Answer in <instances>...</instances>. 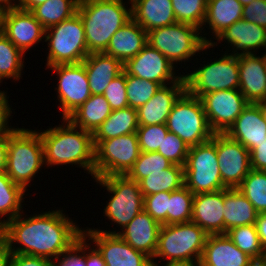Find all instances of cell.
<instances>
[{"label": "cell", "instance_id": "obj_19", "mask_svg": "<svg viewBox=\"0 0 266 266\" xmlns=\"http://www.w3.org/2000/svg\"><path fill=\"white\" fill-rule=\"evenodd\" d=\"M160 227L161 225L143 209L123 229H120L122 232L96 230L107 234H118L126 243L152 260L158 245Z\"/></svg>", "mask_w": 266, "mask_h": 266}, {"label": "cell", "instance_id": "obj_32", "mask_svg": "<svg viewBox=\"0 0 266 266\" xmlns=\"http://www.w3.org/2000/svg\"><path fill=\"white\" fill-rule=\"evenodd\" d=\"M111 112L110 105L104 95H91L67 119L76 127L94 133Z\"/></svg>", "mask_w": 266, "mask_h": 266}, {"label": "cell", "instance_id": "obj_49", "mask_svg": "<svg viewBox=\"0 0 266 266\" xmlns=\"http://www.w3.org/2000/svg\"><path fill=\"white\" fill-rule=\"evenodd\" d=\"M8 99L7 92L0 90V138L8 136L15 129L8 126V118L12 113Z\"/></svg>", "mask_w": 266, "mask_h": 266}, {"label": "cell", "instance_id": "obj_39", "mask_svg": "<svg viewBox=\"0 0 266 266\" xmlns=\"http://www.w3.org/2000/svg\"><path fill=\"white\" fill-rule=\"evenodd\" d=\"M194 194L184 185L168 200L167 225L191 222Z\"/></svg>", "mask_w": 266, "mask_h": 266}, {"label": "cell", "instance_id": "obj_9", "mask_svg": "<svg viewBox=\"0 0 266 266\" xmlns=\"http://www.w3.org/2000/svg\"><path fill=\"white\" fill-rule=\"evenodd\" d=\"M184 178L185 186L194 195L227 188L222 183L216 145L211 139L189 147Z\"/></svg>", "mask_w": 266, "mask_h": 266}, {"label": "cell", "instance_id": "obj_13", "mask_svg": "<svg viewBox=\"0 0 266 266\" xmlns=\"http://www.w3.org/2000/svg\"><path fill=\"white\" fill-rule=\"evenodd\" d=\"M59 77L57 99L60 102L62 118H67L92 95L83 62L48 67Z\"/></svg>", "mask_w": 266, "mask_h": 266}, {"label": "cell", "instance_id": "obj_24", "mask_svg": "<svg viewBox=\"0 0 266 266\" xmlns=\"http://www.w3.org/2000/svg\"><path fill=\"white\" fill-rule=\"evenodd\" d=\"M250 152L266 140V123L260 107L248 103L231 127L225 132Z\"/></svg>", "mask_w": 266, "mask_h": 266}, {"label": "cell", "instance_id": "obj_35", "mask_svg": "<svg viewBox=\"0 0 266 266\" xmlns=\"http://www.w3.org/2000/svg\"><path fill=\"white\" fill-rule=\"evenodd\" d=\"M25 192L5 172L0 173V217L7 216L6 220H0L2 224L23 213L21 209Z\"/></svg>", "mask_w": 266, "mask_h": 266}, {"label": "cell", "instance_id": "obj_44", "mask_svg": "<svg viewBox=\"0 0 266 266\" xmlns=\"http://www.w3.org/2000/svg\"><path fill=\"white\" fill-rule=\"evenodd\" d=\"M159 154L168 159L173 165L183 166L186 163L189 147L175 133L168 132L163 139Z\"/></svg>", "mask_w": 266, "mask_h": 266}, {"label": "cell", "instance_id": "obj_42", "mask_svg": "<svg viewBox=\"0 0 266 266\" xmlns=\"http://www.w3.org/2000/svg\"><path fill=\"white\" fill-rule=\"evenodd\" d=\"M172 165L158 152H140L138 159L126 175L138 183L141 179L149 176V173L163 172L164 169Z\"/></svg>", "mask_w": 266, "mask_h": 266}, {"label": "cell", "instance_id": "obj_14", "mask_svg": "<svg viewBox=\"0 0 266 266\" xmlns=\"http://www.w3.org/2000/svg\"><path fill=\"white\" fill-rule=\"evenodd\" d=\"M211 140L216 145L222 183L237 188L252 170L250 151L226 133H214Z\"/></svg>", "mask_w": 266, "mask_h": 266}, {"label": "cell", "instance_id": "obj_23", "mask_svg": "<svg viewBox=\"0 0 266 266\" xmlns=\"http://www.w3.org/2000/svg\"><path fill=\"white\" fill-rule=\"evenodd\" d=\"M224 189L196 194L193 197L191 222L199 225L208 235L224 234Z\"/></svg>", "mask_w": 266, "mask_h": 266}, {"label": "cell", "instance_id": "obj_52", "mask_svg": "<svg viewBox=\"0 0 266 266\" xmlns=\"http://www.w3.org/2000/svg\"><path fill=\"white\" fill-rule=\"evenodd\" d=\"M90 244L91 243L88 244L86 242V237H85V264L86 266H106L101 253L98 251V249L95 246L93 248H90L89 246Z\"/></svg>", "mask_w": 266, "mask_h": 266}, {"label": "cell", "instance_id": "obj_30", "mask_svg": "<svg viewBox=\"0 0 266 266\" xmlns=\"http://www.w3.org/2000/svg\"><path fill=\"white\" fill-rule=\"evenodd\" d=\"M243 5L238 0H208L204 25H209L214 39L242 19Z\"/></svg>", "mask_w": 266, "mask_h": 266}, {"label": "cell", "instance_id": "obj_58", "mask_svg": "<svg viewBox=\"0 0 266 266\" xmlns=\"http://www.w3.org/2000/svg\"><path fill=\"white\" fill-rule=\"evenodd\" d=\"M152 266H160L156 262H152ZM164 266H199V264L196 263H166Z\"/></svg>", "mask_w": 266, "mask_h": 266}, {"label": "cell", "instance_id": "obj_11", "mask_svg": "<svg viewBox=\"0 0 266 266\" xmlns=\"http://www.w3.org/2000/svg\"><path fill=\"white\" fill-rule=\"evenodd\" d=\"M186 91L198 98L209 92L239 89L238 56L228 53L207 62L193 72L183 75Z\"/></svg>", "mask_w": 266, "mask_h": 266}, {"label": "cell", "instance_id": "obj_5", "mask_svg": "<svg viewBox=\"0 0 266 266\" xmlns=\"http://www.w3.org/2000/svg\"><path fill=\"white\" fill-rule=\"evenodd\" d=\"M208 234L193 222L161 225L153 259L199 264Z\"/></svg>", "mask_w": 266, "mask_h": 266}, {"label": "cell", "instance_id": "obj_15", "mask_svg": "<svg viewBox=\"0 0 266 266\" xmlns=\"http://www.w3.org/2000/svg\"><path fill=\"white\" fill-rule=\"evenodd\" d=\"M200 99L215 133H225L248 104L239 89L209 92Z\"/></svg>", "mask_w": 266, "mask_h": 266}, {"label": "cell", "instance_id": "obj_10", "mask_svg": "<svg viewBox=\"0 0 266 266\" xmlns=\"http://www.w3.org/2000/svg\"><path fill=\"white\" fill-rule=\"evenodd\" d=\"M105 187L111 198L104 208V216L122 229L144 209V196L139 184L127 175L94 178Z\"/></svg>", "mask_w": 266, "mask_h": 266}, {"label": "cell", "instance_id": "obj_62", "mask_svg": "<svg viewBox=\"0 0 266 266\" xmlns=\"http://www.w3.org/2000/svg\"><path fill=\"white\" fill-rule=\"evenodd\" d=\"M238 1L244 6V5L250 4L254 0H238Z\"/></svg>", "mask_w": 266, "mask_h": 266}, {"label": "cell", "instance_id": "obj_36", "mask_svg": "<svg viewBox=\"0 0 266 266\" xmlns=\"http://www.w3.org/2000/svg\"><path fill=\"white\" fill-rule=\"evenodd\" d=\"M24 53L0 32V83L2 79L20 80Z\"/></svg>", "mask_w": 266, "mask_h": 266}, {"label": "cell", "instance_id": "obj_16", "mask_svg": "<svg viewBox=\"0 0 266 266\" xmlns=\"http://www.w3.org/2000/svg\"><path fill=\"white\" fill-rule=\"evenodd\" d=\"M83 235L92 240L106 266H152L151 259L126 243L118 234H107L96 229H84Z\"/></svg>", "mask_w": 266, "mask_h": 266}, {"label": "cell", "instance_id": "obj_20", "mask_svg": "<svg viewBox=\"0 0 266 266\" xmlns=\"http://www.w3.org/2000/svg\"><path fill=\"white\" fill-rule=\"evenodd\" d=\"M239 90L248 103L266 101V58L265 54L238 55Z\"/></svg>", "mask_w": 266, "mask_h": 266}, {"label": "cell", "instance_id": "obj_48", "mask_svg": "<svg viewBox=\"0 0 266 266\" xmlns=\"http://www.w3.org/2000/svg\"><path fill=\"white\" fill-rule=\"evenodd\" d=\"M242 19L266 29V0H254L243 6Z\"/></svg>", "mask_w": 266, "mask_h": 266}, {"label": "cell", "instance_id": "obj_34", "mask_svg": "<svg viewBox=\"0 0 266 266\" xmlns=\"http://www.w3.org/2000/svg\"><path fill=\"white\" fill-rule=\"evenodd\" d=\"M80 0H47L36 6L31 12L48 29L73 17L77 13Z\"/></svg>", "mask_w": 266, "mask_h": 266}, {"label": "cell", "instance_id": "obj_37", "mask_svg": "<svg viewBox=\"0 0 266 266\" xmlns=\"http://www.w3.org/2000/svg\"><path fill=\"white\" fill-rule=\"evenodd\" d=\"M232 242L254 260L265 259V250L261 245L255 224L231 228L226 232Z\"/></svg>", "mask_w": 266, "mask_h": 266}, {"label": "cell", "instance_id": "obj_61", "mask_svg": "<svg viewBox=\"0 0 266 266\" xmlns=\"http://www.w3.org/2000/svg\"><path fill=\"white\" fill-rule=\"evenodd\" d=\"M3 241V224L0 222V243Z\"/></svg>", "mask_w": 266, "mask_h": 266}, {"label": "cell", "instance_id": "obj_56", "mask_svg": "<svg viewBox=\"0 0 266 266\" xmlns=\"http://www.w3.org/2000/svg\"><path fill=\"white\" fill-rule=\"evenodd\" d=\"M47 0H16V6L26 11H32L36 6Z\"/></svg>", "mask_w": 266, "mask_h": 266}, {"label": "cell", "instance_id": "obj_21", "mask_svg": "<svg viewBox=\"0 0 266 266\" xmlns=\"http://www.w3.org/2000/svg\"><path fill=\"white\" fill-rule=\"evenodd\" d=\"M185 91L184 76L170 86H161L146 104L137 109L139 126L166 124L175 102Z\"/></svg>", "mask_w": 266, "mask_h": 266}, {"label": "cell", "instance_id": "obj_6", "mask_svg": "<svg viewBox=\"0 0 266 266\" xmlns=\"http://www.w3.org/2000/svg\"><path fill=\"white\" fill-rule=\"evenodd\" d=\"M194 25L176 22L147 32L148 44L163 54L174 66L181 61L189 62L196 53L217 46V41L202 37Z\"/></svg>", "mask_w": 266, "mask_h": 266}, {"label": "cell", "instance_id": "obj_60", "mask_svg": "<svg viewBox=\"0 0 266 266\" xmlns=\"http://www.w3.org/2000/svg\"><path fill=\"white\" fill-rule=\"evenodd\" d=\"M249 266H266V260H254Z\"/></svg>", "mask_w": 266, "mask_h": 266}, {"label": "cell", "instance_id": "obj_45", "mask_svg": "<svg viewBox=\"0 0 266 266\" xmlns=\"http://www.w3.org/2000/svg\"><path fill=\"white\" fill-rule=\"evenodd\" d=\"M103 95L112 111L129 106L126 93V72L124 70L109 83Z\"/></svg>", "mask_w": 266, "mask_h": 266}, {"label": "cell", "instance_id": "obj_8", "mask_svg": "<svg viewBox=\"0 0 266 266\" xmlns=\"http://www.w3.org/2000/svg\"><path fill=\"white\" fill-rule=\"evenodd\" d=\"M166 127L188 147L210 140L215 133L210 128L201 99L187 91L175 102L167 117Z\"/></svg>", "mask_w": 266, "mask_h": 266}, {"label": "cell", "instance_id": "obj_33", "mask_svg": "<svg viewBox=\"0 0 266 266\" xmlns=\"http://www.w3.org/2000/svg\"><path fill=\"white\" fill-rule=\"evenodd\" d=\"M138 184L143 196L178 190L185 185L184 167L172 165L163 172L149 173Z\"/></svg>", "mask_w": 266, "mask_h": 266}, {"label": "cell", "instance_id": "obj_2", "mask_svg": "<svg viewBox=\"0 0 266 266\" xmlns=\"http://www.w3.org/2000/svg\"><path fill=\"white\" fill-rule=\"evenodd\" d=\"M62 125L39 132L43 143L45 165L52 167V165L74 164L83 167L95 178L93 133L76 127L67 118L63 119Z\"/></svg>", "mask_w": 266, "mask_h": 266}, {"label": "cell", "instance_id": "obj_43", "mask_svg": "<svg viewBox=\"0 0 266 266\" xmlns=\"http://www.w3.org/2000/svg\"><path fill=\"white\" fill-rule=\"evenodd\" d=\"M166 124L139 126L136 134L141 152H157L168 133Z\"/></svg>", "mask_w": 266, "mask_h": 266}, {"label": "cell", "instance_id": "obj_47", "mask_svg": "<svg viewBox=\"0 0 266 266\" xmlns=\"http://www.w3.org/2000/svg\"><path fill=\"white\" fill-rule=\"evenodd\" d=\"M61 256L60 258L56 259L57 261L53 260L52 266H86L85 264V236L82 235L77 240V242L67 252H65Z\"/></svg>", "mask_w": 266, "mask_h": 266}, {"label": "cell", "instance_id": "obj_57", "mask_svg": "<svg viewBox=\"0 0 266 266\" xmlns=\"http://www.w3.org/2000/svg\"><path fill=\"white\" fill-rule=\"evenodd\" d=\"M15 6H16L15 0H0V10L2 12L7 11L9 8H12Z\"/></svg>", "mask_w": 266, "mask_h": 266}, {"label": "cell", "instance_id": "obj_3", "mask_svg": "<svg viewBox=\"0 0 266 266\" xmlns=\"http://www.w3.org/2000/svg\"><path fill=\"white\" fill-rule=\"evenodd\" d=\"M77 13L89 54L104 53L111 37L132 19V6L128 8L123 0H80Z\"/></svg>", "mask_w": 266, "mask_h": 266}, {"label": "cell", "instance_id": "obj_54", "mask_svg": "<svg viewBox=\"0 0 266 266\" xmlns=\"http://www.w3.org/2000/svg\"><path fill=\"white\" fill-rule=\"evenodd\" d=\"M8 153V136L0 138V173L6 172Z\"/></svg>", "mask_w": 266, "mask_h": 266}, {"label": "cell", "instance_id": "obj_46", "mask_svg": "<svg viewBox=\"0 0 266 266\" xmlns=\"http://www.w3.org/2000/svg\"><path fill=\"white\" fill-rule=\"evenodd\" d=\"M171 192L144 196V210L160 225H167L168 200Z\"/></svg>", "mask_w": 266, "mask_h": 266}, {"label": "cell", "instance_id": "obj_17", "mask_svg": "<svg viewBox=\"0 0 266 266\" xmlns=\"http://www.w3.org/2000/svg\"><path fill=\"white\" fill-rule=\"evenodd\" d=\"M1 32L25 54L45 38L46 29L31 11L15 6L2 13Z\"/></svg>", "mask_w": 266, "mask_h": 266}, {"label": "cell", "instance_id": "obj_26", "mask_svg": "<svg viewBox=\"0 0 266 266\" xmlns=\"http://www.w3.org/2000/svg\"><path fill=\"white\" fill-rule=\"evenodd\" d=\"M147 44V32L132 18L111 37L104 53L125 64Z\"/></svg>", "mask_w": 266, "mask_h": 266}, {"label": "cell", "instance_id": "obj_51", "mask_svg": "<svg viewBox=\"0 0 266 266\" xmlns=\"http://www.w3.org/2000/svg\"><path fill=\"white\" fill-rule=\"evenodd\" d=\"M250 161L253 170L266 171V140L250 152Z\"/></svg>", "mask_w": 266, "mask_h": 266}, {"label": "cell", "instance_id": "obj_4", "mask_svg": "<svg viewBox=\"0 0 266 266\" xmlns=\"http://www.w3.org/2000/svg\"><path fill=\"white\" fill-rule=\"evenodd\" d=\"M45 165L43 143L38 131L15 128L8 135L6 174L25 191Z\"/></svg>", "mask_w": 266, "mask_h": 266}, {"label": "cell", "instance_id": "obj_53", "mask_svg": "<svg viewBox=\"0 0 266 266\" xmlns=\"http://www.w3.org/2000/svg\"><path fill=\"white\" fill-rule=\"evenodd\" d=\"M255 227L260 238L261 245L266 252V213H258L255 221Z\"/></svg>", "mask_w": 266, "mask_h": 266}, {"label": "cell", "instance_id": "obj_1", "mask_svg": "<svg viewBox=\"0 0 266 266\" xmlns=\"http://www.w3.org/2000/svg\"><path fill=\"white\" fill-rule=\"evenodd\" d=\"M22 216L19 214L3 224V241L12 253L56 260L83 235L82 228L63 210ZM17 243L20 246L16 248Z\"/></svg>", "mask_w": 266, "mask_h": 266}, {"label": "cell", "instance_id": "obj_18", "mask_svg": "<svg viewBox=\"0 0 266 266\" xmlns=\"http://www.w3.org/2000/svg\"><path fill=\"white\" fill-rule=\"evenodd\" d=\"M124 66L128 75L150 80L164 85L177 82L183 75L174 72L175 66L157 49L147 44L135 57L129 59ZM167 83V84H166Z\"/></svg>", "mask_w": 266, "mask_h": 266}, {"label": "cell", "instance_id": "obj_22", "mask_svg": "<svg viewBox=\"0 0 266 266\" xmlns=\"http://www.w3.org/2000/svg\"><path fill=\"white\" fill-rule=\"evenodd\" d=\"M254 261L227 234L208 235L199 266H249Z\"/></svg>", "mask_w": 266, "mask_h": 266}, {"label": "cell", "instance_id": "obj_27", "mask_svg": "<svg viewBox=\"0 0 266 266\" xmlns=\"http://www.w3.org/2000/svg\"><path fill=\"white\" fill-rule=\"evenodd\" d=\"M92 95H103L109 83L124 70L123 63L105 53H92L82 61Z\"/></svg>", "mask_w": 266, "mask_h": 266}, {"label": "cell", "instance_id": "obj_12", "mask_svg": "<svg viewBox=\"0 0 266 266\" xmlns=\"http://www.w3.org/2000/svg\"><path fill=\"white\" fill-rule=\"evenodd\" d=\"M140 152L136 133L102 140L95 147V178L126 175Z\"/></svg>", "mask_w": 266, "mask_h": 266}, {"label": "cell", "instance_id": "obj_40", "mask_svg": "<svg viewBox=\"0 0 266 266\" xmlns=\"http://www.w3.org/2000/svg\"><path fill=\"white\" fill-rule=\"evenodd\" d=\"M177 22L191 24L202 32L208 0H171Z\"/></svg>", "mask_w": 266, "mask_h": 266}, {"label": "cell", "instance_id": "obj_55", "mask_svg": "<svg viewBox=\"0 0 266 266\" xmlns=\"http://www.w3.org/2000/svg\"><path fill=\"white\" fill-rule=\"evenodd\" d=\"M12 257V252L7 244L2 241L0 243V266H9Z\"/></svg>", "mask_w": 266, "mask_h": 266}, {"label": "cell", "instance_id": "obj_31", "mask_svg": "<svg viewBox=\"0 0 266 266\" xmlns=\"http://www.w3.org/2000/svg\"><path fill=\"white\" fill-rule=\"evenodd\" d=\"M139 127L137 109L130 106L113 110L109 117L93 133V143L96 147L102 140L136 133Z\"/></svg>", "mask_w": 266, "mask_h": 266}, {"label": "cell", "instance_id": "obj_28", "mask_svg": "<svg viewBox=\"0 0 266 266\" xmlns=\"http://www.w3.org/2000/svg\"><path fill=\"white\" fill-rule=\"evenodd\" d=\"M128 4L132 6V18L146 32L177 22L171 0H128Z\"/></svg>", "mask_w": 266, "mask_h": 266}, {"label": "cell", "instance_id": "obj_7", "mask_svg": "<svg viewBox=\"0 0 266 266\" xmlns=\"http://www.w3.org/2000/svg\"><path fill=\"white\" fill-rule=\"evenodd\" d=\"M47 67L82 62L89 54L82 19L78 13L45 32Z\"/></svg>", "mask_w": 266, "mask_h": 266}, {"label": "cell", "instance_id": "obj_50", "mask_svg": "<svg viewBox=\"0 0 266 266\" xmlns=\"http://www.w3.org/2000/svg\"><path fill=\"white\" fill-rule=\"evenodd\" d=\"M52 262L43 257L12 253L9 266H52Z\"/></svg>", "mask_w": 266, "mask_h": 266}, {"label": "cell", "instance_id": "obj_25", "mask_svg": "<svg viewBox=\"0 0 266 266\" xmlns=\"http://www.w3.org/2000/svg\"><path fill=\"white\" fill-rule=\"evenodd\" d=\"M215 40L219 41L218 43L226 40L232 46L233 51L229 53L231 55L253 54V52L255 54V50L266 48V29L241 19L229 26Z\"/></svg>", "mask_w": 266, "mask_h": 266}, {"label": "cell", "instance_id": "obj_59", "mask_svg": "<svg viewBox=\"0 0 266 266\" xmlns=\"http://www.w3.org/2000/svg\"><path fill=\"white\" fill-rule=\"evenodd\" d=\"M256 104L260 107V110L266 123V101H261Z\"/></svg>", "mask_w": 266, "mask_h": 266}, {"label": "cell", "instance_id": "obj_41", "mask_svg": "<svg viewBox=\"0 0 266 266\" xmlns=\"http://www.w3.org/2000/svg\"><path fill=\"white\" fill-rule=\"evenodd\" d=\"M162 85L126 73V93L130 107L138 109L146 104Z\"/></svg>", "mask_w": 266, "mask_h": 266}, {"label": "cell", "instance_id": "obj_29", "mask_svg": "<svg viewBox=\"0 0 266 266\" xmlns=\"http://www.w3.org/2000/svg\"><path fill=\"white\" fill-rule=\"evenodd\" d=\"M224 234L231 228L255 224L258 216L253 204L237 189H224Z\"/></svg>", "mask_w": 266, "mask_h": 266}, {"label": "cell", "instance_id": "obj_38", "mask_svg": "<svg viewBox=\"0 0 266 266\" xmlns=\"http://www.w3.org/2000/svg\"><path fill=\"white\" fill-rule=\"evenodd\" d=\"M237 189L258 213H266V171L251 170Z\"/></svg>", "mask_w": 266, "mask_h": 266}, {"label": "cell", "instance_id": "obj_63", "mask_svg": "<svg viewBox=\"0 0 266 266\" xmlns=\"http://www.w3.org/2000/svg\"><path fill=\"white\" fill-rule=\"evenodd\" d=\"M2 11L0 10V32H1V27H2Z\"/></svg>", "mask_w": 266, "mask_h": 266}]
</instances>
